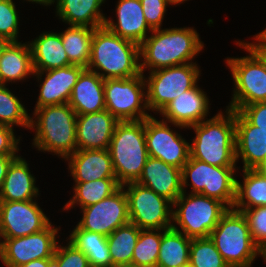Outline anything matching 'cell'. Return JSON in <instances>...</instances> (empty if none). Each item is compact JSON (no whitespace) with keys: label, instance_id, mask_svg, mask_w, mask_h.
Segmentation results:
<instances>
[{"label":"cell","instance_id":"1","mask_svg":"<svg viewBox=\"0 0 266 267\" xmlns=\"http://www.w3.org/2000/svg\"><path fill=\"white\" fill-rule=\"evenodd\" d=\"M194 28L156 29L139 45L140 71L158 70L187 63L203 49ZM191 61V62H189Z\"/></svg>","mask_w":266,"mask_h":267},{"label":"cell","instance_id":"2","mask_svg":"<svg viewBox=\"0 0 266 267\" xmlns=\"http://www.w3.org/2000/svg\"><path fill=\"white\" fill-rule=\"evenodd\" d=\"M139 58V44L121 38L105 26L94 28L87 69L104 80L131 78L141 73Z\"/></svg>","mask_w":266,"mask_h":267},{"label":"cell","instance_id":"3","mask_svg":"<svg viewBox=\"0 0 266 267\" xmlns=\"http://www.w3.org/2000/svg\"><path fill=\"white\" fill-rule=\"evenodd\" d=\"M225 116V117H224ZM189 128L195 131L190 157L212 166L236 167L235 111L226 109Z\"/></svg>","mask_w":266,"mask_h":267},{"label":"cell","instance_id":"4","mask_svg":"<svg viewBox=\"0 0 266 267\" xmlns=\"http://www.w3.org/2000/svg\"><path fill=\"white\" fill-rule=\"evenodd\" d=\"M33 114L37 117L30 118L29 129H36L33 144L37 150L53 152L63 159L77 150V114L68 103L43 106Z\"/></svg>","mask_w":266,"mask_h":267},{"label":"cell","instance_id":"5","mask_svg":"<svg viewBox=\"0 0 266 267\" xmlns=\"http://www.w3.org/2000/svg\"><path fill=\"white\" fill-rule=\"evenodd\" d=\"M108 151L119 184L123 186L137 182L149 157L145 142V119L119 121Z\"/></svg>","mask_w":266,"mask_h":267},{"label":"cell","instance_id":"6","mask_svg":"<svg viewBox=\"0 0 266 267\" xmlns=\"http://www.w3.org/2000/svg\"><path fill=\"white\" fill-rule=\"evenodd\" d=\"M209 237L229 267H251L261 251L251 237L245 215L233 208L221 216Z\"/></svg>","mask_w":266,"mask_h":267},{"label":"cell","instance_id":"7","mask_svg":"<svg viewBox=\"0 0 266 267\" xmlns=\"http://www.w3.org/2000/svg\"><path fill=\"white\" fill-rule=\"evenodd\" d=\"M187 194L183 192L174 202L177 207L172 210V228L187 237L207 238L218 224L221 216L229 209L218 199L201 194Z\"/></svg>","mask_w":266,"mask_h":267},{"label":"cell","instance_id":"8","mask_svg":"<svg viewBox=\"0 0 266 267\" xmlns=\"http://www.w3.org/2000/svg\"><path fill=\"white\" fill-rule=\"evenodd\" d=\"M236 167L212 166L206 162L189 157L181 169L182 191L192 184L193 194H201L223 202L228 208H233L236 198ZM191 184H188V178Z\"/></svg>","mask_w":266,"mask_h":267},{"label":"cell","instance_id":"9","mask_svg":"<svg viewBox=\"0 0 266 267\" xmlns=\"http://www.w3.org/2000/svg\"><path fill=\"white\" fill-rule=\"evenodd\" d=\"M240 47L249 52V56L228 58L234 81V94L227 109L239 111L243 106L266 101V66L244 42L238 41Z\"/></svg>","mask_w":266,"mask_h":267},{"label":"cell","instance_id":"10","mask_svg":"<svg viewBox=\"0 0 266 267\" xmlns=\"http://www.w3.org/2000/svg\"><path fill=\"white\" fill-rule=\"evenodd\" d=\"M146 82L148 110L159 113L172 100L182 93L192 89L200 76V70L195 63H187L149 72Z\"/></svg>","mask_w":266,"mask_h":267},{"label":"cell","instance_id":"11","mask_svg":"<svg viewBox=\"0 0 266 267\" xmlns=\"http://www.w3.org/2000/svg\"><path fill=\"white\" fill-rule=\"evenodd\" d=\"M144 90L146 82L142 73L131 78L105 79L106 110L118 121H138L150 117L151 115L145 112L148 107Z\"/></svg>","mask_w":266,"mask_h":267},{"label":"cell","instance_id":"12","mask_svg":"<svg viewBox=\"0 0 266 267\" xmlns=\"http://www.w3.org/2000/svg\"><path fill=\"white\" fill-rule=\"evenodd\" d=\"M128 200V214L130 222L140 229L172 228L173 204L167 198L158 195L137 182L123 185ZM171 206V207H170Z\"/></svg>","mask_w":266,"mask_h":267},{"label":"cell","instance_id":"13","mask_svg":"<svg viewBox=\"0 0 266 267\" xmlns=\"http://www.w3.org/2000/svg\"><path fill=\"white\" fill-rule=\"evenodd\" d=\"M58 230L50 223L31 235L3 238L0 241V260L6 267H15L37 259L53 258Z\"/></svg>","mask_w":266,"mask_h":267},{"label":"cell","instance_id":"14","mask_svg":"<svg viewBox=\"0 0 266 267\" xmlns=\"http://www.w3.org/2000/svg\"><path fill=\"white\" fill-rule=\"evenodd\" d=\"M152 115L145 119V142L149 157L182 169L190 157V144Z\"/></svg>","mask_w":266,"mask_h":267},{"label":"cell","instance_id":"15","mask_svg":"<svg viewBox=\"0 0 266 267\" xmlns=\"http://www.w3.org/2000/svg\"><path fill=\"white\" fill-rule=\"evenodd\" d=\"M83 218L78 226L108 237L118 227L130 222L125 188L121 186L107 198L81 209Z\"/></svg>","mask_w":266,"mask_h":267},{"label":"cell","instance_id":"16","mask_svg":"<svg viewBox=\"0 0 266 267\" xmlns=\"http://www.w3.org/2000/svg\"><path fill=\"white\" fill-rule=\"evenodd\" d=\"M50 223L36 201H0V240L31 235Z\"/></svg>","mask_w":266,"mask_h":267},{"label":"cell","instance_id":"17","mask_svg":"<svg viewBox=\"0 0 266 267\" xmlns=\"http://www.w3.org/2000/svg\"><path fill=\"white\" fill-rule=\"evenodd\" d=\"M118 122L108 110L77 115V150L108 149Z\"/></svg>","mask_w":266,"mask_h":267},{"label":"cell","instance_id":"18","mask_svg":"<svg viewBox=\"0 0 266 267\" xmlns=\"http://www.w3.org/2000/svg\"><path fill=\"white\" fill-rule=\"evenodd\" d=\"M85 67L69 65L62 68L48 71L35 72L34 76L41 80L44 72V81L40 85V93L35 109L48 106L68 103L74 85ZM40 78V79H39Z\"/></svg>","mask_w":266,"mask_h":267},{"label":"cell","instance_id":"19","mask_svg":"<svg viewBox=\"0 0 266 267\" xmlns=\"http://www.w3.org/2000/svg\"><path fill=\"white\" fill-rule=\"evenodd\" d=\"M209 99L197 84L172 100L160 112L169 123L189 128L204 120L209 112Z\"/></svg>","mask_w":266,"mask_h":267},{"label":"cell","instance_id":"20","mask_svg":"<svg viewBox=\"0 0 266 267\" xmlns=\"http://www.w3.org/2000/svg\"><path fill=\"white\" fill-rule=\"evenodd\" d=\"M236 162L241 157L243 169H256L266 160V132L252 125L235 111Z\"/></svg>","mask_w":266,"mask_h":267},{"label":"cell","instance_id":"21","mask_svg":"<svg viewBox=\"0 0 266 267\" xmlns=\"http://www.w3.org/2000/svg\"><path fill=\"white\" fill-rule=\"evenodd\" d=\"M137 183L172 203L183 193L181 169L152 157H148Z\"/></svg>","mask_w":266,"mask_h":267},{"label":"cell","instance_id":"22","mask_svg":"<svg viewBox=\"0 0 266 267\" xmlns=\"http://www.w3.org/2000/svg\"><path fill=\"white\" fill-rule=\"evenodd\" d=\"M66 160L75 182L116 178L108 149L76 150Z\"/></svg>","mask_w":266,"mask_h":267},{"label":"cell","instance_id":"23","mask_svg":"<svg viewBox=\"0 0 266 267\" xmlns=\"http://www.w3.org/2000/svg\"><path fill=\"white\" fill-rule=\"evenodd\" d=\"M117 22L105 19L104 26L120 36L141 44L147 37L148 26L140 0H119L116 7Z\"/></svg>","mask_w":266,"mask_h":267},{"label":"cell","instance_id":"24","mask_svg":"<svg viewBox=\"0 0 266 267\" xmlns=\"http://www.w3.org/2000/svg\"><path fill=\"white\" fill-rule=\"evenodd\" d=\"M104 79L85 68L72 89L69 106L77 115L106 110Z\"/></svg>","mask_w":266,"mask_h":267},{"label":"cell","instance_id":"25","mask_svg":"<svg viewBox=\"0 0 266 267\" xmlns=\"http://www.w3.org/2000/svg\"><path fill=\"white\" fill-rule=\"evenodd\" d=\"M35 177L25 159L18 156L9 166L0 191V201H27L38 197Z\"/></svg>","mask_w":266,"mask_h":267},{"label":"cell","instance_id":"26","mask_svg":"<svg viewBox=\"0 0 266 267\" xmlns=\"http://www.w3.org/2000/svg\"><path fill=\"white\" fill-rule=\"evenodd\" d=\"M29 44L35 72L48 71L71 65L60 33L43 32Z\"/></svg>","mask_w":266,"mask_h":267},{"label":"cell","instance_id":"27","mask_svg":"<svg viewBox=\"0 0 266 267\" xmlns=\"http://www.w3.org/2000/svg\"><path fill=\"white\" fill-rule=\"evenodd\" d=\"M56 12L70 26L98 28L104 26L106 17L100 11L105 0H56Z\"/></svg>","mask_w":266,"mask_h":267},{"label":"cell","instance_id":"28","mask_svg":"<svg viewBox=\"0 0 266 267\" xmlns=\"http://www.w3.org/2000/svg\"><path fill=\"white\" fill-rule=\"evenodd\" d=\"M32 53L29 42H10L0 58V85L23 80L34 75Z\"/></svg>","mask_w":266,"mask_h":267},{"label":"cell","instance_id":"29","mask_svg":"<svg viewBox=\"0 0 266 267\" xmlns=\"http://www.w3.org/2000/svg\"><path fill=\"white\" fill-rule=\"evenodd\" d=\"M69 237L70 242L88 257L90 267H112L106 236L83 230L77 225Z\"/></svg>","mask_w":266,"mask_h":267},{"label":"cell","instance_id":"30","mask_svg":"<svg viewBox=\"0 0 266 267\" xmlns=\"http://www.w3.org/2000/svg\"><path fill=\"white\" fill-rule=\"evenodd\" d=\"M191 241V238L173 228L162 230L157 267L189 265Z\"/></svg>","mask_w":266,"mask_h":267},{"label":"cell","instance_id":"31","mask_svg":"<svg viewBox=\"0 0 266 267\" xmlns=\"http://www.w3.org/2000/svg\"><path fill=\"white\" fill-rule=\"evenodd\" d=\"M243 177V184L236 180L233 209L242 212L244 209L266 206V177L256 169H243Z\"/></svg>","mask_w":266,"mask_h":267},{"label":"cell","instance_id":"32","mask_svg":"<svg viewBox=\"0 0 266 267\" xmlns=\"http://www.w3.org/2000/svg\"><path fill=\"white\" fill-rule=\"evenodd\" d=\"M94 28L87 26H70L61 32V39L69 63L87 68L90 62Z\"/></svg>","mask_w":266,"mask_h":267},{"label":"cell","instance_id":"33","mask_svg":"<svg viewBox=\"0 0 266 267\" xmlns=\"http://www.w3.org/2000/svg\"><path fill=\"white\" fill-rule=\"evenodd\" d=\"M140 228L129 222L118 227L107 237L112 267L131 265L133 250L140 235Z\"/></svg>","mask_w":266,"mask_h":267},{"label":"cell","instance_id":"34","mask_svg":"<svg viewBox=\"0 0 266 267\" xmlns=\"http://www.w3.org/2000/svg\"><path fill=\"white\" fill-rule=\"evenodd\" d=\"M121 185L116 178H102L89 182H75L74 196L63 209L70 210L74 204L80 205L81 209L109 197L116 192Z\"/></svg>","mask_w":266,"mask_h":267},{"label":"cell","instance_id":"35","mask_svg":"<svg viewBox=\"0 0 266 267\" xmlns=\"http://www.w3.org/2000/svg\"><path fill=\"white\" fill-rule=\"evenodd\" d=\"M162 229H141L133 250L131 265L157 267ZM160 232V233H159Z\"/></svg>","mask_w":266,"mask_h":267},{"label":"cell","instance_id":"36","mask_svg":"<svg viewBox=\"0 0 266 267\" xmlns=\"http://www.w3.org/2000/svg\"><path fill=\"white\" fill-rule=\"evenodd\" d=\"M0 125L30 127V116L24 105L6 85H0Z\"/></svg>","mask_w":266,"mask_h":267},{"label":"cell","instance_id":"37","mask_svg":"<svg viewBox=\"0 0 266 267\" xmlns=\"http://www.w3.org/2000/svg\"><path fill=\"white\" fill-rule=\"evenodd\" d=\"M189 265L191 267H229L210 237L192 239Z\"/></svg>","mask_w":266,"mask_h":267},{"label":"cell","instance_id":"38","mask_svg":"<svg viewBox=\"0 0 266 267\" xmlns=\"http://www.w3.org/2000/svg\"><path fill=\"white\" fill-rule=\"evenodd\" d=\"M251 237L254 243L260 248L266 247V206H256L244 209Z\"/></svg>","mask_w":266,"mask_h":267},{"label":"cell","instance_id":"39","mask_svg":"<svg viewBox=\"0 0 266 267\" xmlns=\"http://www.w3.org/2000/svg\"><path fill=\"white\" fill-rule=\"evenodd\" d=\"M53 267H90L88 257L70 241L65 247L56 246Z\"/></svg>","mask_w":266,"mask_h":267},{"label":"cell","instance_id":"40","mask_svg":"<svg viewBox=\"0 0 266 267\" xmlns=\"http://www.w3.org/2000/svg\"><path fill=\"white\" fill-rule=\"evenodd\" d=\"M18 14L13 0H0V36L18 42Z\"/></svg>","mask_w":266,"mask_h":267},{"label":"cell","instance_id":"41","mask_svg":"<svg viewBox=\"0 0 266 267\" xmlns=\"http://www.w3.org/2000/svg\"><path fill=\"white\" fill-rule=\"evenodd\" d=\"M145 20L152 30L160 29L164 18L166 7L169 4L166 0H140Z\"/></svg>","mask_w":266,"mask_h":267},{"label":"cell","instance_id":"42","mask_svg":"<svg viewBox=\"0 0 266 267\" xmlns=\"http://www.w3.org/2000/svg\"><path fill=\"white\" fill-rule=\"evenodd\" d=\"M239 112L259 130L266 132V101L243 106Z\"/></svg>","mask_w":266,"mask_h":267},{"label":"cell","instance_id":"43","mask_svg":"<svg viewBox=\"0 0 266 267\" xmlns=\"http://www.w3.org/2000/svg\"><path fill=\"white\" fill-rule=\"evenodd\" d=\"M13 128L0 125V155H16L20 139H16Z\"/></svg>","mask_w":266,"mask_h":267},{"label":"cell","instance_id":"44","mask_svg":"<svg viewBox=\"0 0 266 267\" xmlns=\"http://www.w3.org/2000/svg\"><path fill=\"white\" fill-rule=\"evenodd\" d=\"M259 43H244L248 48H250L264 63L266 66V42L263 41L258 35L254 38Z\"/></svg>","mask_w":266,"mask_h":267},{"label":"cell","instance_id":"45","mask_svg":"<svg viewBox=\"0 0 266 267\" xmlns=\"http://www.w3.org/2000/svg\"><path fill=\"white\" fill-rule=\"evenodd\" d=\"M17 157L18 155H0V191L3 187L8 168Z\"/></svg>","mask_w":266,"mask_h":267},{"label":"cell","instance_id":"46","mask_svg":"<svg viewBox=\"0 0 266 267\" xmlns=\"http://www.w3.org/2000/svg\"><path fill=\"white\" fill-rule=\"evenodd\" d=\"M15 267H53V259L52 258H44L30 261L27 264Z\"/></svg>","mask_w":266,"mask_h":267},{"label":"cell","instance_id":"47","mask_svg":"<svg viewBox=\"0 0 266 267\" xmlns=\"http://www.w3.org/2000/svg\"><path fill=\"white\" fill-rule=\"evenodd\" d=\"M10 42L11 41H9L7 38L0 36V58L2 57L5 48L9 45Z\"/></svg>","mask_w":266,"mask_h":267},{"label":"cell","instance_id":"48","mask_svg":"<svg viewBox=\"0 0 266 267\" xmlns=\"http://www.w3.org/2000/svg\"><path fill=\"white\" fill-rule=\"evenodd\" d=\"M29 2H35L38 4H42V5H46V6H50L52 3L54 4L55 0H27Z\"/></svg>","mask_w":266,"mask_h":267},{"label":"cell","instance_id":"49","mask_svg":"<svg viewBox=\"0 0 266 267\" xmlns=\"http://www.w3.org/2000/svg\"><path fill=\"white\" fill-rule=\"evenodd\" d=\"M256 170L266 177V160Z\"/></svg>","mask_w":266,"mask_h":267},{"label":"cell","instance_id":"50","mask_svg":"<svg viewBox=\"0 0 266 267\" xmlns=\"http://www.w3.org/2000/svg\"><path fill=\"white\" fill-rule=\"evenodd\" d=\"M169 4H171V5H177V4H181V3H183L184 1H187V0H166Z\"/></svg>","mask_w":266,"mask_h":267},{"label":"cell","instance_id":"51","mask_svg":"<svg viewBox=\"0 0 266 267\" xmlns=\"http://www.w3.org/2000/svg\"><path fill=\"white\" fill-rule=\"evenodd\" d=\"M263 41L266 42V29L257 34Z\"/></svg>","mask_w":266,"mask_h":267},{"label":"cell","instance_id":"52","mask_svg":"<svg viewBox=\"0 0 266 267\" xmlns=\"http://www.w3.org/2000/svg\"><path fill=\"white\" fill-rule=\"evenodd\" d=\"M262 255L264 261L266 262V247L262 248L260 251V256Z\"/></svg>","mask_w":266,"mask_h":267},{"label":"cell","instance_id":"53","mask_svg":"<svg viewBox=\"0 0 266 267\" xmlns=\"http://www.w3.org/2000/svg\"><path fill=\"white\" fill-rule=\"evenodd\" d=\"M123 267H141V266L128 265V266H123Z\"/></svg>","mask_w":266,"mask_h":267}]
</instances>
